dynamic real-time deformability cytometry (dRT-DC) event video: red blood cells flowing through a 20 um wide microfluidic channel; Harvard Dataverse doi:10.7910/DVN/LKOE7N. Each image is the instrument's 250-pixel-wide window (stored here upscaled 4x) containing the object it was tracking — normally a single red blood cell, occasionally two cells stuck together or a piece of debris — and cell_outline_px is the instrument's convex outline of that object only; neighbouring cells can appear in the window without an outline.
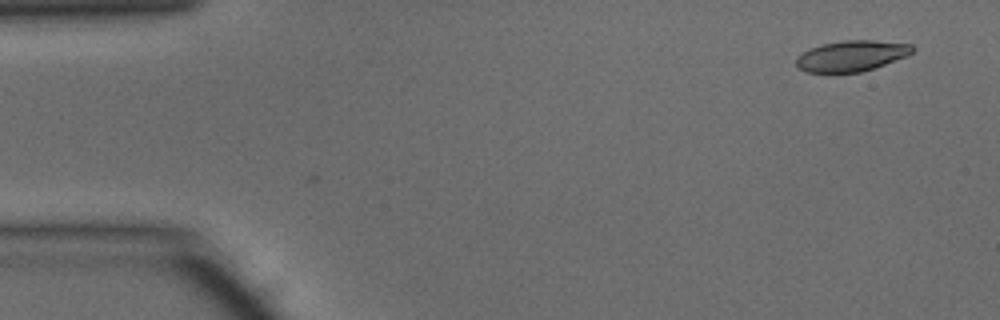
{"species": "common noctule bat (a hibernating species)", "species_latin": "Nyctalus noctula", "temperature_condition": "warm", "stored_images_in_passage": 3, "camera_frame_rate_fps": 3000, "um_per_image_px": 0.085, "animal": {"sex": "male", "body_mass_g": 15.6}, "frame": {"image": 1, "passage_image": 3, "time_ms": 0.667, "image_size_px": [1000, 320], "cell_outline_px": [[916, 48], [908, 56], [860, 72], [808, 72], [800, 68], [796, 64], [796, 56], [820, 44], [844, 40], [872, 40], [912, 44]], "centroid_in_image_um": [72.41, 4.73], "position_along_channel_um": 12.6, "area_um2": 20.69}}